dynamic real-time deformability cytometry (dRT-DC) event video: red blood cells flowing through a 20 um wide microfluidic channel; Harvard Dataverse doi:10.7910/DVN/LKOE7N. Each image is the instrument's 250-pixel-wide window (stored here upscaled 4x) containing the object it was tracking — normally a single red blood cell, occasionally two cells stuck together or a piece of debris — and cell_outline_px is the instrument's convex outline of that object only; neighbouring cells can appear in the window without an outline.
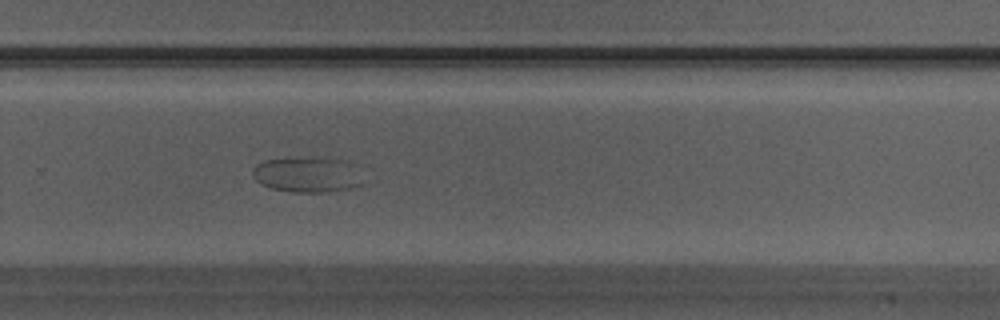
{"species": "Egyptian fruit bat (a non-hibernating species)", "species_latin": "Rousettus aegyptiacus", "temperature_condition": "warm", "stored_images_in_passage": 22, "camera_frame_rate_fps": 3000, "um_per_image_px": 0.085, "animal": {"sex": "male"}, "frame": {"image": 1, "passage_image": 22, "time_ms": 7.0, "image_size_px": [1000, 320], "cell_outline_px": [[360, 184], [352, 188], [324, 192], [292, 192], [272, 188], [260, 184], [252, 176], [252, 168], [256, 164], [264, 160], [312, 156], [328, 156], [348, 160]], "centroid_in_image_um": [26.02, 14.81], "position_along_channel_um": 303.8, "area_um2": 22.83}}